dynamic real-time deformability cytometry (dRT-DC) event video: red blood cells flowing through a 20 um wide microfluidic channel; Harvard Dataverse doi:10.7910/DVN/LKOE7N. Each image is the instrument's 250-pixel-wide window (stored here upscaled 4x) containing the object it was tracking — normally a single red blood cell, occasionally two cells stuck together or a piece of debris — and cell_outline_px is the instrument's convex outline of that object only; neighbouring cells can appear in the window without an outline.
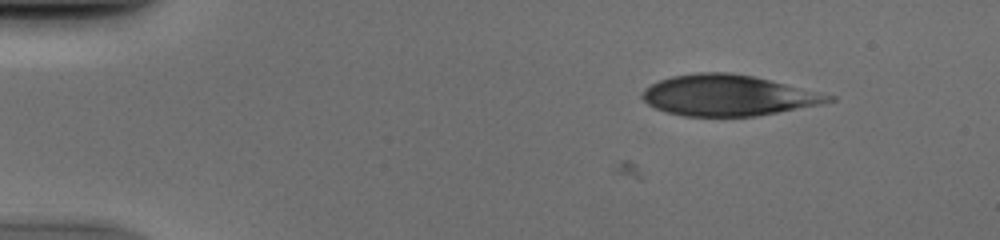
{"species": "human", "species_latin": "Homo sapiens", "temperature_condition": "cold", "stored_images_in_passage": 3, "camera_frame_rate_fps": 3000, "um_per_image_px": 0.085, "donor": {"sex": "male"}, "frame": {"image": 1, "passage_image": 1, "time_ms": 0.0, "image_size_px": [1000, 240], "cell_outline_px": [[836, 100], [824, 104], [756, 116], [684, 116], [664, 112], [648, 104], [640, 96], [640, 92], [644, 88], [660, 80], [672, 76], [696, 72], [728, 72], [752, 76], [836, 96]], "centroid_in_image_um": [61.87, 8.11], "position_along_channel_um": 23.1, "area_um2": 44.39}}